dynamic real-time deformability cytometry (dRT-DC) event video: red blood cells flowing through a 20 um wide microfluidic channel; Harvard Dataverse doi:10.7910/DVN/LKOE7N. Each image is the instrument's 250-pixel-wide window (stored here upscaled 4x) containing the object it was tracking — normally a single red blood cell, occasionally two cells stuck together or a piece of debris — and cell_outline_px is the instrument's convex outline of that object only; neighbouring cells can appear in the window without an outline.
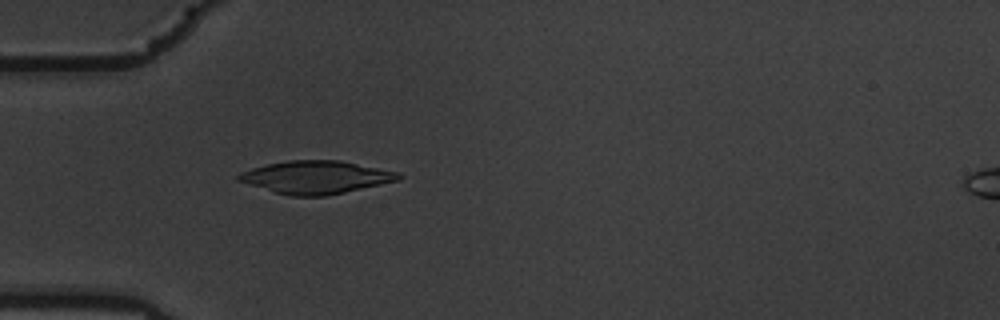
{"species": "common noctule bat (a hibernating species)", "species_latin": "Nyctalus noctula", "temperature_condition": "warm", "stored_images_in_passage": 58, "camera_frame_rate_fps": 3000, "um_per_image_px": 0.085, "animal": {"sex": "male", "body_mass_g": 19.5, "forearm_length_mm": 54.6}, "frame": {"image": 1, "passage_image": 18, "time_ms": 5.667, "image_size_px": [1000, 320], "cell_outline_px": [[404, 176], [400, 180], [344, 192], [324, 196], [292, 196], [276, 192], [236, 180], [236, 176], [240, 172], [252, 168], [268, 164], [288, 160], [340, 160], [400, 172]], "centroid_in_image_um": [26.89, 15.05], "position_along_channel_um": 58.1, "area_um2": 30.46}}
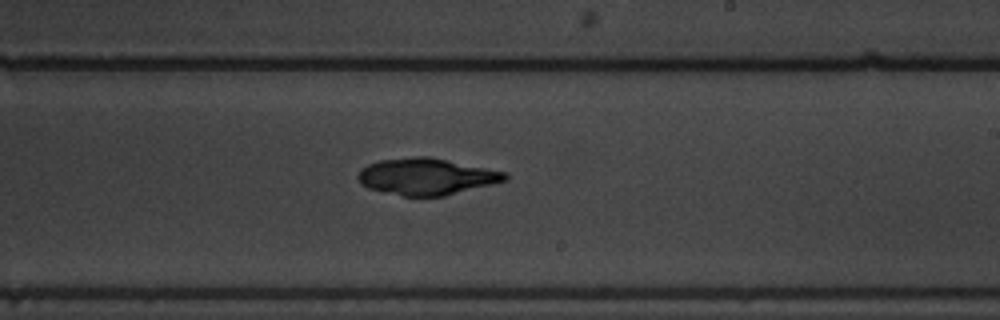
{"frame": {"image": 2, "passage_image": 35, "time_ms": 11.333, "image_size_px": [1000, 320], "cell_outline_px": [[508, 180], [444, 196], [404, 196], [368, 188], [360, 184], [356, 176], [360, 168], [368, 164], [380, 160], [412, 156], [428, 156], [508, 172]], "centroid_in_image_um": [36.24, 14.99], "position_along_channel_um": 252.8, "area_um2": 31.5}}
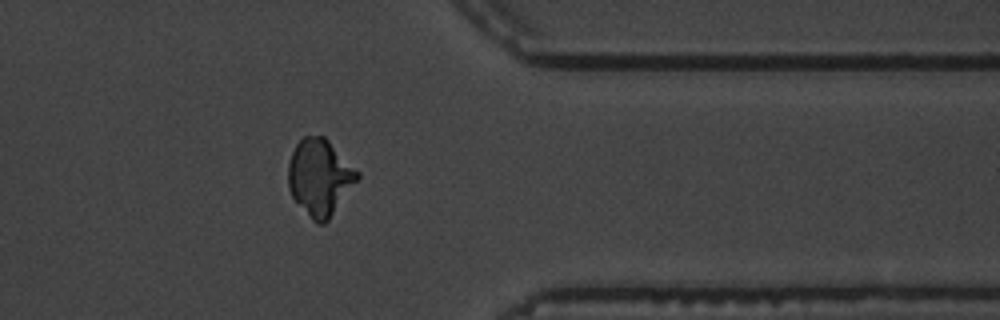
{"frame": {"image": 3, "passage_image": 47, "time_ms": 15.333, "image_size_px": [1000, 320], "cell_outline_px": [[360, 176], [328, 220], [324, 224], [316, 224], [312, 220], [292, 196], [288, 188], [288, 164], [292, 152], [296, 144], [304, 136], [324, 136], [360, 172]], "centroid_in_image_um": [27.17, 15.06], "position_along_channel_um": 384.2, "area_um2": 30.52}}